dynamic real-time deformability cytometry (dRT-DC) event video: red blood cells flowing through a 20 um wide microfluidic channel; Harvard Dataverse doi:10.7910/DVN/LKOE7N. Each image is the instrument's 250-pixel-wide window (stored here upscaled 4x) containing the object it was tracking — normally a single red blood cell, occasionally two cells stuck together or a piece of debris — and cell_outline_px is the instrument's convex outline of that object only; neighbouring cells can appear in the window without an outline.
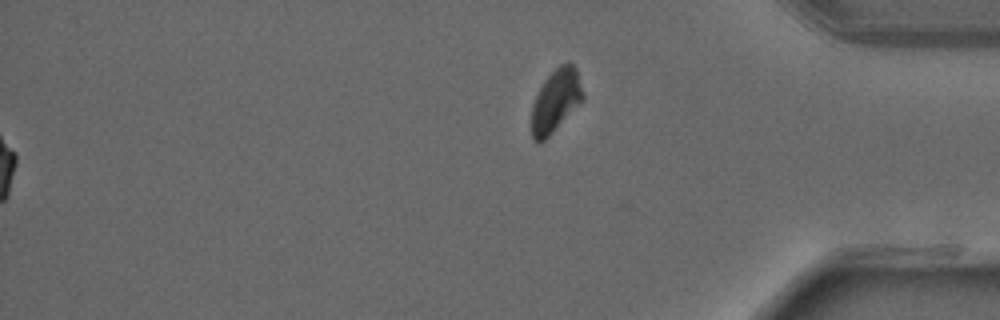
{"species": "common noctule bat (a hibernating species)", "species_latin": "Nyctalus noctula", "temperature_condition": "warm", "stored_images_in_passage": 41, "segment_of_instrument_passage": [2, 2], "camera_frame_rate_fps": 3000, "um_per_image_px": 0.085, "animal": {"sex": "male", "forearm_length_mm": 52.5}, "frame": {"image": 1, "passage_image": 41, "time_ms": 13.333, "image_size_px": [1000, 320], "cell_outline_px": [[584, 100], [540, 144], [532, 140], [532, 104], [544, 80], [560, 64], [568, 60], [576, 68], [584, 96]], "centroid_in_image_um": [47.24, 8.55], "position_along_channel_um": 388.0, "area_um2": 18.67}}